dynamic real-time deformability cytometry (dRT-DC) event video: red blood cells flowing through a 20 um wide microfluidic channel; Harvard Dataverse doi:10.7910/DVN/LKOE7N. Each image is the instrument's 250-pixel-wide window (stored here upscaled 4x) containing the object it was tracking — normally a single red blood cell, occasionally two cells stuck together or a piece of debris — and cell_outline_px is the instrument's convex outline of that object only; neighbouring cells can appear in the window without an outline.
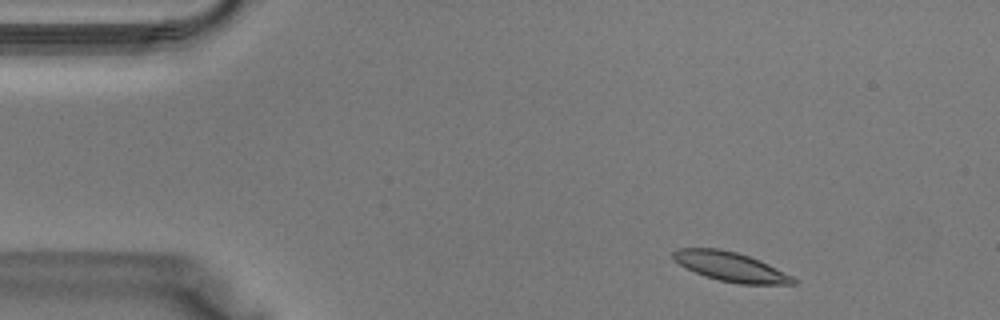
{"species": "Egyptian fruit bat (a non-hibernating species)", "species_latin": "Rousettus aegyptiacus", "temperature_condition": "warm", "stored_images_in_passage": 9, "camera_frame_rate_fps": 3000, "um_per_image_px": 0.085, "animal": {"sex": "male"}, "frame": {"image": 1, "passage_image": 3, "time_ms": 0.667, "image_size_px": [1000, 320], "cell_outline_px": [[796, 284], [740, 284], [720, 280], [704, 276], [680, 264], [672, 256], [672, 252], [676, 248], [720, 248], [736, 252], [760, 260], [792, 276], [796, 280]], "centroid_in_image_um": [62.1, 22.66], "position_along_channel_um": 22.9, "area_um2": 20.29}}